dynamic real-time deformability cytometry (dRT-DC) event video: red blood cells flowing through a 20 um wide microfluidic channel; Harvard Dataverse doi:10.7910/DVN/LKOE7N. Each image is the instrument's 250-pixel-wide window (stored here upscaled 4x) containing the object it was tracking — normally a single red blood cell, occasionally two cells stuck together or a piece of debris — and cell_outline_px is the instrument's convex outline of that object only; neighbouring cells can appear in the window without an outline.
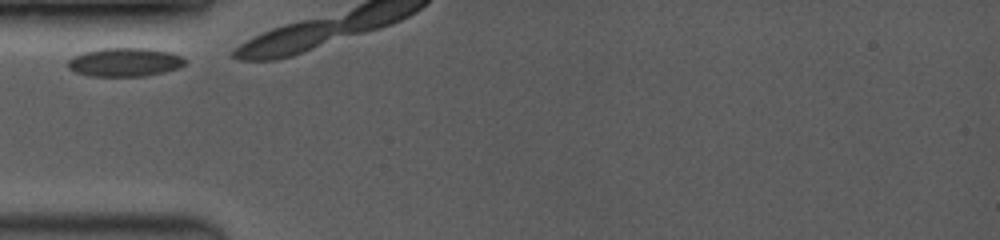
{"species": "common noctule bat (a hibernating species)", "species_latin": "Nyctalus noctula", "temperature_condition": "room temperature", "stored_images_in_passage": 4, "camera_frame_rate_fps": 3500, "um_per_image_px": 0.085, "animal": {"sex": "female", "body_mass_g": 19.0, "forearm_length_mm": 53.3}, "frame": {"image": 1, "passage_image": 1, "time_ms": 0.0, "image_size_px": [1000, 240], "cell_outline_px": [[188, 60], [180, 68], [164, 72], [144, 76], [88, 76], [76, 72], [68, 68], [68, 60], [72, 56], [84, 52], [100, 48], [148, 48], [168, 52], [184, 56]], "centroid_in_image_um": [10.63, 5.28], "position_along_channel_um": 74.4, "area_um2": 19.77}}